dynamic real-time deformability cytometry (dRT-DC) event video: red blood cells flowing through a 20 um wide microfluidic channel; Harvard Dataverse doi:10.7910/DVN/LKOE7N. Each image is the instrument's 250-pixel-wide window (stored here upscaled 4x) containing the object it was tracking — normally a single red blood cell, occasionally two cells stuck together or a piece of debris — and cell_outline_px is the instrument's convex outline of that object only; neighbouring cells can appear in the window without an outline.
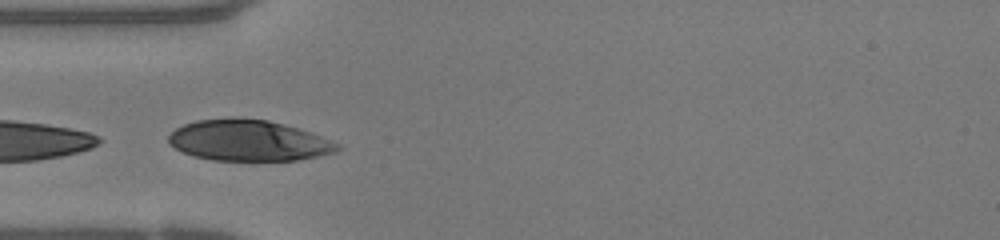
{"species": "human", "species_latin": "Homo sapiens", "temperature_condition": "warm", "stored_images_in_passage": 12, "camera_frame_rate_fps": 3000, "um_per_image_px": 0.085, "donor": {"sex": "female"}, "frame": {"image": 1, "passage_image": 10, "time_ms": 3.0, "image_size_px": [1000, 240], "cell_outline_px": [[340, 148], [336, 152], [296, 160], [212, 160], [192, 156], [168, 144], [168, 136], [176, 128], [184, 124], [196, 120], [232, 116], [268, 120], [296, 128], [320, 136], [340, 144]], "centroid_in_image_um": [21.07, 11.93], "position_along_channel_um": 63.9, "area_um2": 40.29}}